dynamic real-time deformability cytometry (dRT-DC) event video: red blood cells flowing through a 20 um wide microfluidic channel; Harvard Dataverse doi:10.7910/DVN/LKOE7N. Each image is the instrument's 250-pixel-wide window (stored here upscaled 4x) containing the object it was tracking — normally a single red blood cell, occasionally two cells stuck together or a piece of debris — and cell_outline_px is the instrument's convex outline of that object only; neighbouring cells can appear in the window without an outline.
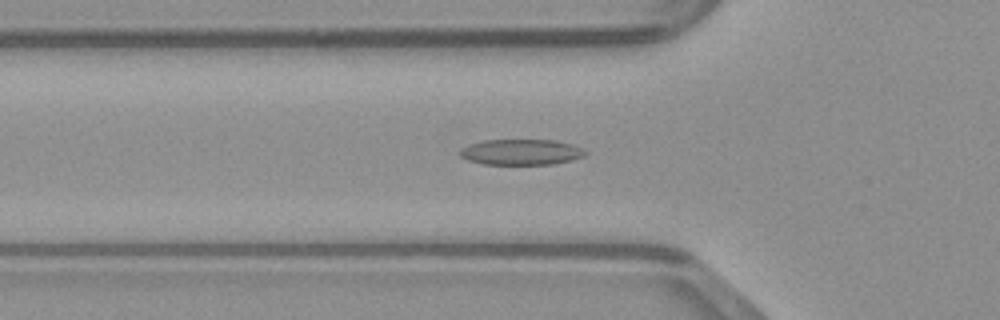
{"species": "common noctule bat (a hibernating species)", "species_latin": "Nyctalus noctula", "temperature_condition": "warm", "stored_images_in_passage": 49, "camera_frame_rate_fps": 3000, "um_per_image_px": 0.085, "animal": {"sex": "male", "body_mass_g": 23.1, "forearm_length_mm": 52.7}, "frame": {"image": 1, "passage_image": 16, "time_ms": 5.0, "image_size_px": [1000, 320], "cell_outline_px": [[588, 152], [584, 156], [572, 160], [552, 164], [484, 164], [468, 160], [460, 156], [460, 152], [464, 148], [472, 144], [484, 140], [552, 140], [572, 144]], "centroid_in_image_um": [44.33, 12.93], "position_along_channel_um": 81.5, "area_um2": 18.5}}
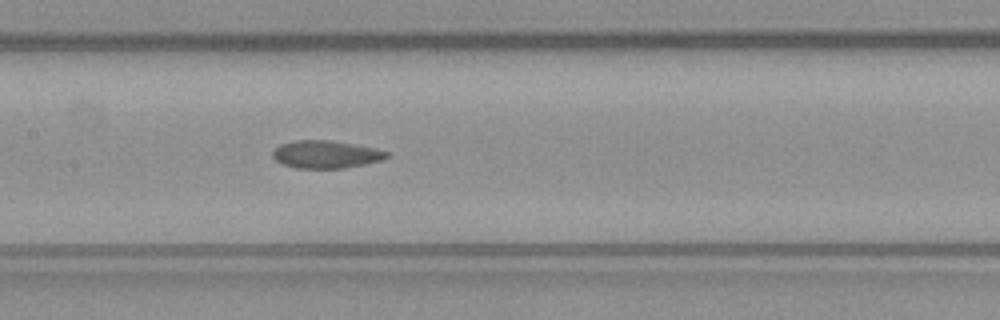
{"frame": {"image": 2, "passage_image": 23, "time_ms": 7.333, "image_size_px": [1000, 320], "cell_outline_px": [[388, 156], [380, 160], [364, 164], [344, 168], [296, 168], [284, 164], [276, 160], [272, 156], [272, 152], [280, 144], [296, 140], [328, 140], [376, 148], [388, 152]], "centroid_in_image_um": [27.68, 13.12], "position_along_channel_um": 179.7, "area_um2": 18.15}}
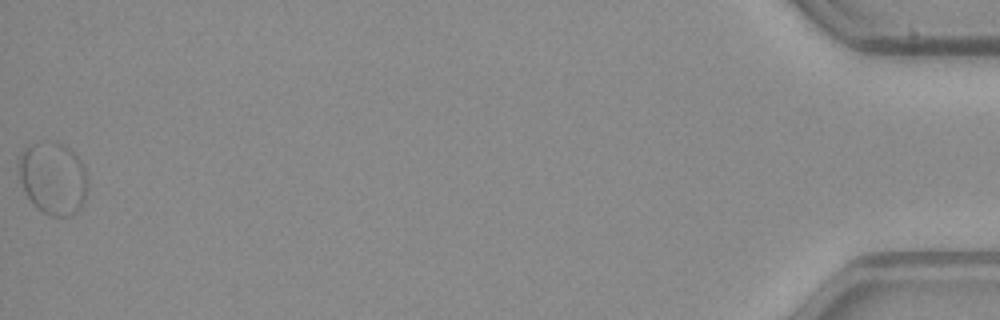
{"frame": {"image": 3, "passage_image": 49, "time_ms": 16.0, "image_size_px": [1000, 320], "cell_outline_px": [[84, 200], [80, 208], [72, 216], [52, 216], [44, 212], [24, 192], [20, 180], [16, 160], [20, 152], [24, 148], [32, 144], [44, 140], [56, 140], [64, 144], [80, 160], [84, 168]], "centroid_in_image_um": [4.44, 15.08], "position_along_channel_um": 430.8, "area_um2": 28.96}}